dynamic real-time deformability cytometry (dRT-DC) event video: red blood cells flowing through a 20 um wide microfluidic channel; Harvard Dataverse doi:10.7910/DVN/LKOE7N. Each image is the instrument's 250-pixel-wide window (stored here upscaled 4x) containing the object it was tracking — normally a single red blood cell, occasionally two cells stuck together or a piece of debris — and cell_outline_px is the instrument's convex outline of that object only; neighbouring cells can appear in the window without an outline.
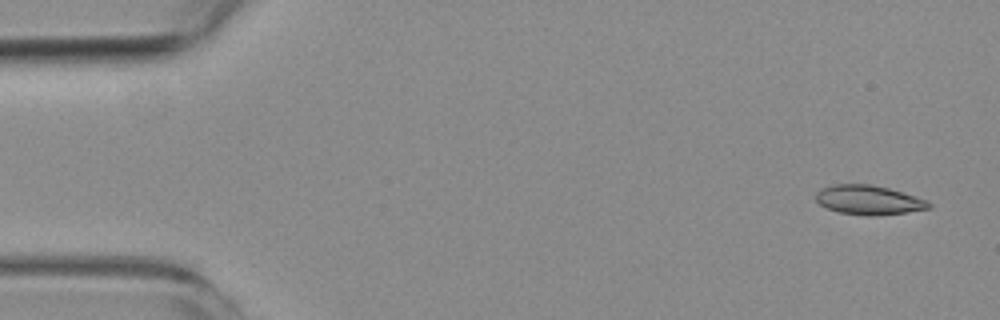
{"species": "common noctule bat (a hibernating species)", "species_latin": "Nyctalus noctula", "temperature_condition": "room temperature", "stored_images_in_passage": 6, "camera_frame_rate_fps": 3000, "um_per_image_px": 0.085, "animal": {"sex": "female", "body_mass_g": 19.3, "forearm_length_mm": 54.1}, "frame": {"image": 1, "passage_image": 1, "time_ms": 0.0, "image_size_px": [1000, 320], "cell_outline_px": [[932, 208], [904, 212], [872, 216], [868, 216], [840, 212], [828, 208], [820, 204], [816, 200], [816, 192], [820, 188], [836, 184], [872, 184], [888, 188], [928, 200], [932, 204]], "centroid_in_image_um": [73.84, 16.99], "position_along_channel_um": 11.2, "area_um2": 19.19}}